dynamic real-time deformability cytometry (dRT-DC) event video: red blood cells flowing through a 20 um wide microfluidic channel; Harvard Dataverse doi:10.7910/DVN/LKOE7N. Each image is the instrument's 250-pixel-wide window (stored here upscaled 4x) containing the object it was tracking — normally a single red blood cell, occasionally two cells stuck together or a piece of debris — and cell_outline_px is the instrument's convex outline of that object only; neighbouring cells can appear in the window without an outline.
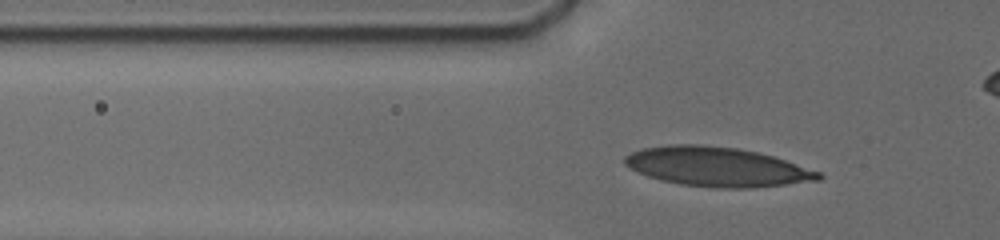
{"species": "human", "species_latin": "Homo sapiens", "temperature_condition": "cold", "stored_images_in_passage": 52, "camera_frame_rate_fps": 3000, "um_per_image_px": 0.085, "donor": {"sex": "male"}, "frame": {"image": 1, "passage_image": 14, "time_ms": 3.667, "image_size_px": [1000, 240], "cell_outline_px": [[824, 176], [820, 180], [756, 188], [720, 188], [680, 184], [660, 180], [648, 176], [624, 164], [624, 156], [632, 152], [644, 148], [668, 144], [700, 144], [740, 148], [772, 156], [820, 172]], "centroid_in_image_um": [60.95, 14.17], "position_along_channel_um": 64.8, "area_um2": 44.33}}
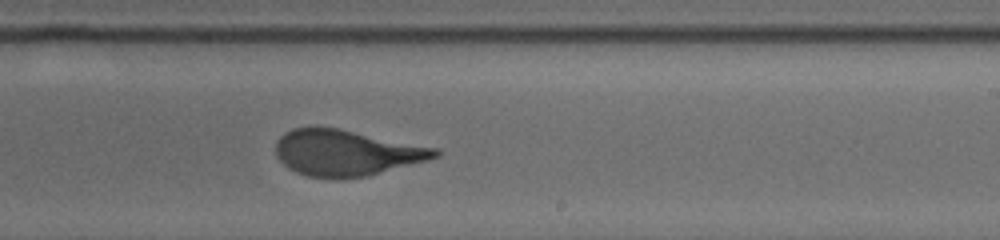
{"frame": {"image": 2, "passage_image": 36, "time_ms": 9.0, "image_size_px": [1000, 240], "cell_outline_px": [[440, 156], [368, 176], [308, 176], [296, 172], [288, 168], [276, 156], [276, 140], [284, 132], [292, 128], [336, 128], [440, 148]], "centroid_in_image_um": [29.44, 12.96], "position_along_channel_um": 259.6, "area_um2": 41.85}}
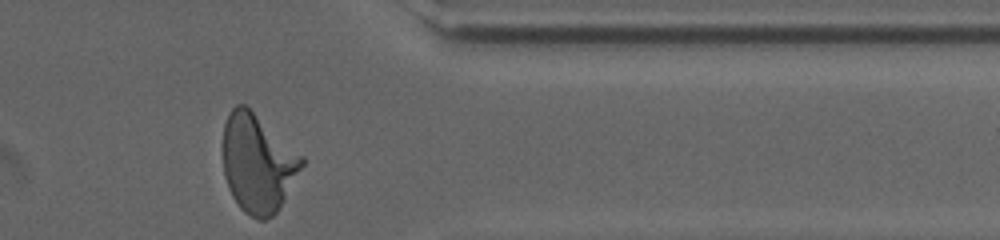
{"frame": {"image": 3, "passage_image": 51, "time_ms": 12.667, "image_size_px": [1000, 240], "cell_outline_px": [[304, 164], [284, 200], [276, 212], [272, 216], [264, 220], [256, 220], [244, 212], [240, 208], [232, 196], [228, 188], [224, 176], [224, 124], [232, 108], [236, 104], [244, 104], [304, 156]], "centroid_in_image_um": [21.92, 13.9], "position_along_channel_um": 389.5, "area_um2": 44.85}, "authors_computed_cell_mechanics": {"area_um2": 42.9743, "velocity_mm_per_s": 3.7738, "shape_relaxation_time_tau1_ms": 4.7307, "shape_relaxation_time_tau2_ms": null, "deformation_change_tau1": 0.2184, "deformation_change_tau2": null}}